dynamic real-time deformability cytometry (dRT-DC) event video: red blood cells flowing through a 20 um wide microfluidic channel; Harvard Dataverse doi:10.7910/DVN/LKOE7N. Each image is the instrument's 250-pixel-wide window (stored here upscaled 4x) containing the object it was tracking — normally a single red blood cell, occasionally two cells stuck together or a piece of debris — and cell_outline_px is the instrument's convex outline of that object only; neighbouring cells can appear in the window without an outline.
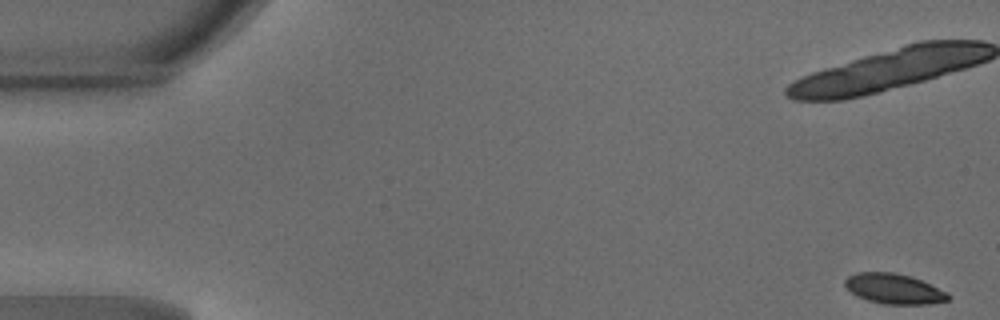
{"species": "common noctule bat (a hibernating species)", "species_latin": "Nyctalus noctula", "temperature_condition": "warm", "stored_images_in_passage": 17, "camera_frame_rate_fps": 3000, "um_per_image_px": 0.085, "animal": {"sex": "male", "body_mass_g": 18.8}, "frame": {"image": 1, "passage_image": 1, "time_ms": 0.0, "image_size_px": [1000, 320], "cell_outline_px": [[948, 300], [928, 304], [884, 304], [868, 300], [856, 296], [844, 284], [844, 280], [848, 276], [856, 272], [892, 272], [912, 276], [948, 292]], "centroid_in_image_um": [75.97, 24.54], "position_along_channel_um": 9.0, "area_um2": 18.09}}